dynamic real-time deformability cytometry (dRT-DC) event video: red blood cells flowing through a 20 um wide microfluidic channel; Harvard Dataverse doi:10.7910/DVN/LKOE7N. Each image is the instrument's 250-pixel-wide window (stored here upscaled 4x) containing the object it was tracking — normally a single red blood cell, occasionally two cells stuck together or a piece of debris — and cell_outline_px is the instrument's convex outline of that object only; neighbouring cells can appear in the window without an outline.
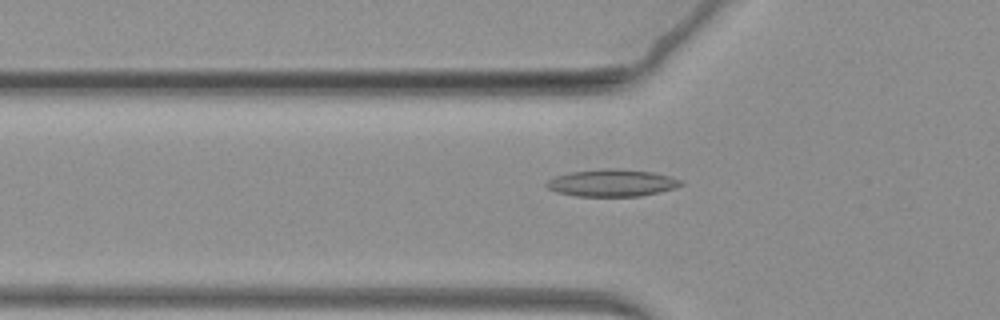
{"species": "common noctule bat (a hibernating species)", "species_latin": "Nyctalus noctula", "temperature_condition": "warm", "stored_images_in_passage": 31, "camera_frame_rate_fps": 3000, "um_per_image_px": 0.085, "animal": {"sex": "female", "body_mass_g": 19.3, "forearm_length_mm": 54.1}, "frame": {"image": 1, "passage_image": 22, "time_ms": 7.0, "image_size_px": [1000, 320], "cell_outline_px": [[684, 184], [672, 188], [640, 196], [576, 196], [556, 192], [548, 188], [544, 184], [548, 180], [556, 176], [572, 172], [604, 168], [620, 168], [652, 172], [668, 176], [680, 180]], "centroid_in_image_um": [51.97, 15.54], "position_along_channel_um": 73.8, "area_um2": 21.04}}
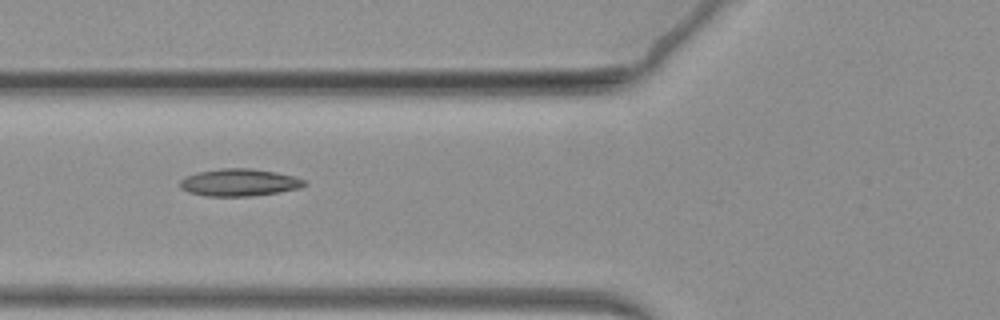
{"frame": {"image": 2, "passage_image": 25, "time_ms": 8.0, "image_size_px": [1000, 320], "cell_outline_px": [[308, 184], [300, 188], [280, 192], [252, 196], [204, 196], [188, 192], [180, 188], [180, 180], [184, 176], [196, 172], [220, 168], [252, 168], [276, 172], [292, 176], [304, 180]], "centroid_in_image_um": [20.3, 15.51], "position_along_channel_um": 105.5, "area_um2": 20.0}}
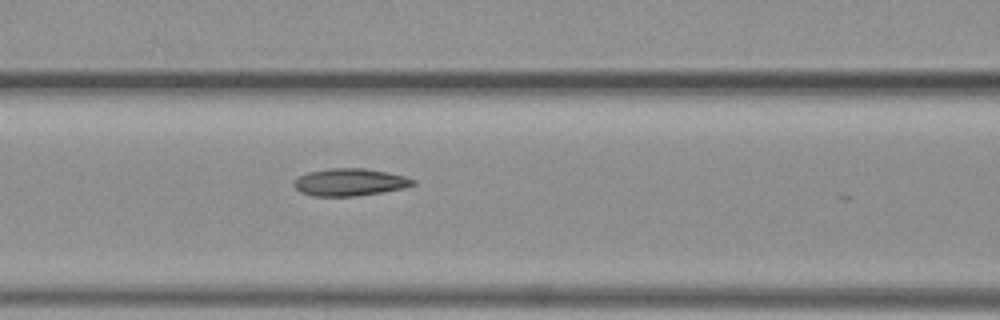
{"frame": {"image": 3, "passage_image": 28, "time_ms": 9.0, "image_size_px": [1000, 320], "cell_outline_px": [[416, 184], [404, 188], [356, 196], [312, 196], [300, 192], [292, 184], [300, 176], [308, 172], [328, 168], [364, 168], [388, 172], [404, 176], [416, 180]], "centroid_in_image_um": [29.74, 15.48], "position_along_channel_um": 136.9, "area_um2": 18.96}}